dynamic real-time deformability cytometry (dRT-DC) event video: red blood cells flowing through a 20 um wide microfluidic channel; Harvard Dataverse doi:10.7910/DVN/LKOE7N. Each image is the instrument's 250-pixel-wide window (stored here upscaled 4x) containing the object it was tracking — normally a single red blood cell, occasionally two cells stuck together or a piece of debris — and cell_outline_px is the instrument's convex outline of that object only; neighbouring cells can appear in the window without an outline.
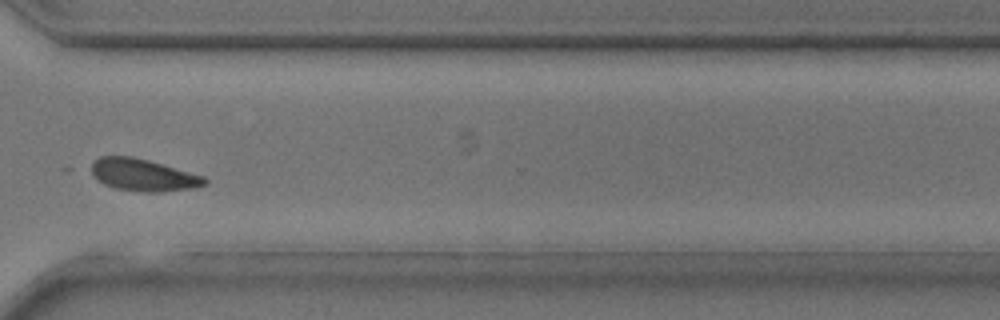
{"species": "common noctule bat (a hibernating species)", "species_latin": "Nyctalus noctula", "temperature_condition": "room temperature", "stored_images_in_passage": 35, "camera_frame_rate_fps": 3000, "um_per_image_px": 0.085, "animal": {"sex": "male", "body_mass_g": 17.9, "forearm_length_mm": 54.2}, "frame": {"image": 1, "passage_image": 25, "time_ms": 8.0, "image_size_px": [1000, 320], "cell_outline_px": [[208, 184], [196, 188], [164, 192], [144, 192], [116, 188], [104, 184], [92, 172], [92, 164], [100, 156], [132, 156], [148, 160], [204, 176], [208, 180]], "centroid_in_image_um": [12.24, 14.88], "position_along_channel_um": 358.4, "area_um2": 21.1}}